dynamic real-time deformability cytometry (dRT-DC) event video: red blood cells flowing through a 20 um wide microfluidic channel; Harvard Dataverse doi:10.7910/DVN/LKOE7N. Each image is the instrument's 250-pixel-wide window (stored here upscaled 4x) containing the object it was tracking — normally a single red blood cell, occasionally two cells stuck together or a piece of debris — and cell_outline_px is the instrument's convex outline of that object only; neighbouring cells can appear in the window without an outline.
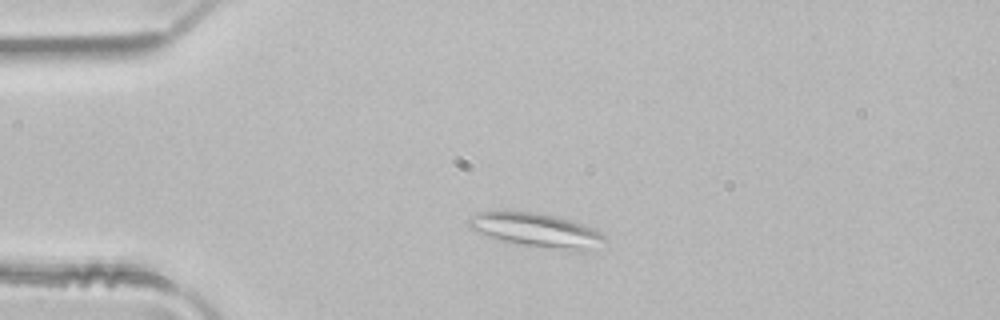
{"species": "common noctule bat (a hibernating species)", "species_latin": "Nyctalus noctula", "temperature_condition": "room temperature", "stored_images_in_passage": 41, "segment_of_instrument_passage": [1, 2], "camera_frame_rate_fps": 3000, "um_per_image_px": 0.085, "animal": {"sex": "male", "body_mass_g": 21.5, "forearm_length_mm": 52.0}, "frame": {"image": 1, "passage_image": 3, "time_ms": 0.667, "image_size_px": [1000, 320], "cell_outline_px": [[608, 240], [588, 252], [568, 252], [500, 240], [472, 232], [468, 228], [468, 216], [476, 212], [536, 212], [556, 216], [592, 228], [608, 236]], "centroid_in_image_um": [45.61, 19.6], "position_along_channel_um": 39.4, "area_um2": 27.46}}
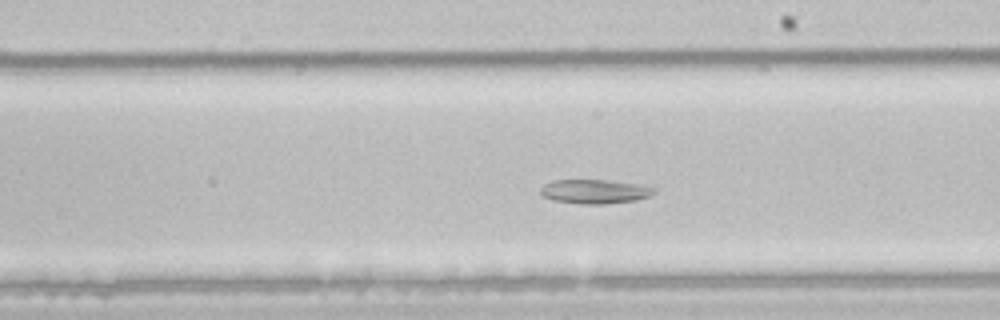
{"frame": {"image": 2, "passage_image": 20, "time_ms": 6.333, "image_size_px": [1000, 320], "cell_outline_px": [[656, 192], [648, 196], [636, 200], [608, 204], [580, 204], [552, 200], [544, 196], [540, 192], [540, 188], [544, 184], [552, 180], [608, 180], [636, 184], [656, 188]], "centroid_in_image_um": [50.53, 16.28], "position_along_channel_um": 238.5, "area_um2": 16.01}}
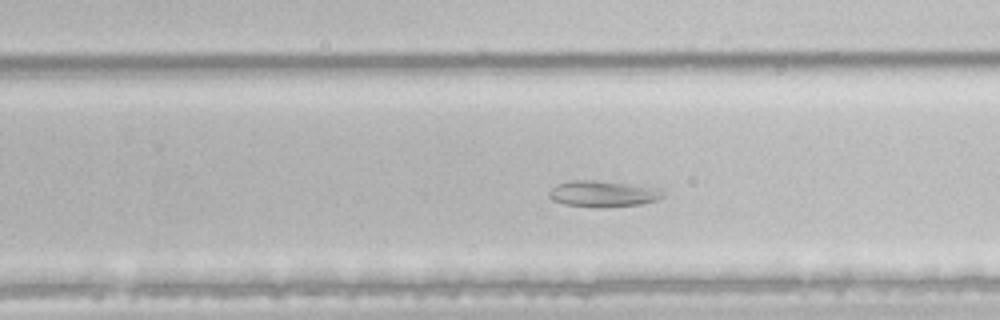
{"frame": {"image": 3, "passage_image": 23, "time_ms": 7.333, "image_size_px": [1000, 320], "cell_outline_px": [[664, 196], [656, 200], [640, 204], [604, 208], [600, 208], [564, 204], [552, 200], [548, 196], [548, 192], [556, 184], [568, 180], [596, 180], [664, 188]], "centroid_in_image_um": [51.26, 16.47], "position_along_channel_um": 278.5, "area_um2": 17.74}}